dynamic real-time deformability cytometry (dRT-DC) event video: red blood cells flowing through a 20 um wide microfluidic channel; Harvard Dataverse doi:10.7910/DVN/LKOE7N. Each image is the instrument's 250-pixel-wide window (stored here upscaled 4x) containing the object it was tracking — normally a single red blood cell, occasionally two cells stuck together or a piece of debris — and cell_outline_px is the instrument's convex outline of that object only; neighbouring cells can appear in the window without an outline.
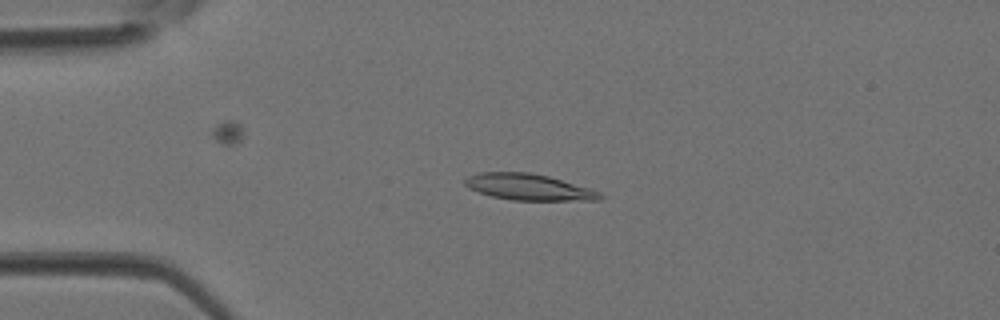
{"species": "Egyptian fruit bat (a non-hibernating species)", "species_latin": "Rousettus aegyptiacus", "temperature_condition": "room temperature", "stored_images_in_passage": 38, "camera_frame_rate_fps": 3000, "um_per_image_px": 0.085, "animal": {"sex": "female"}, "frame": {"image": 1, "passage_image": 8, "time_ms": 2.333, "image_size_px": [1000, 320], "cell_outline_px": [[604, 196], [600, 200], [512, 200], [492, 196], [468, 188], [464, 184], [464, 180], [468, 176], [480, 172], [528, 172], [548, 176], [588, 188], [600, 192]], "centroid_in_image_um": [44.91, 15.9], "position_along_channel_um": 40.1, "area_um2": 20.46}}
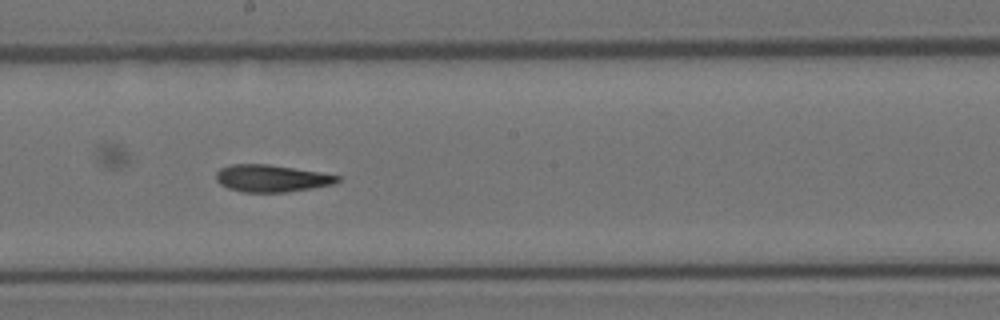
{"frame": {"image": 2, "passage_image": 20, "time_ms": 6.333, "image_size_px": [1000, 320], "cell_outline_px": [[340, 180], [332, 184], [312, 188], [288, 192], [244, 192], [228, 188], [220, 184], [216, 180], [216, 172], [220, 168], [232, 164], [268, 164], [320, 172], [340, 176]], "centroid_in_image_um": [23.06, 15.16], "position_along_channel_um": 225.1, "area_um2": 19.13}}
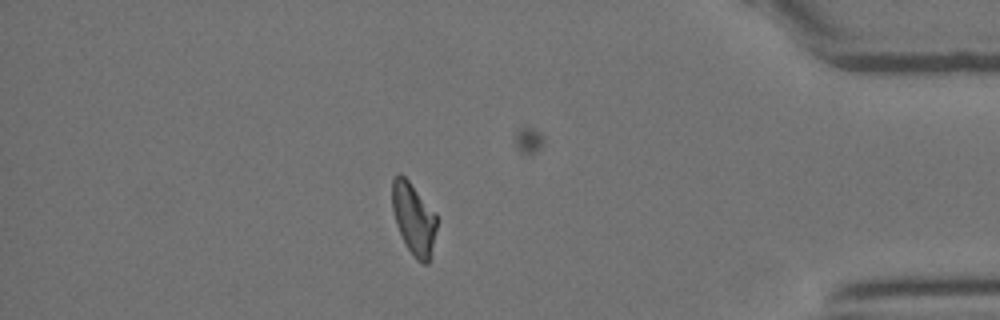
{"frame": {"image": 3, "passage_image": 32, "time_ms": 10.333, "image_size_px": [1000, 320], "cell_outline_px": [[436, 228], [432, 260], [428, 264], [424, 264], [416, 260], [408, 248], [396, 224], [392, 212], [392, 180], [396, 172], [400, 172], [408, 180], [436, 212]], "centroid_in_image_um": [35.17, 18.6], "position_along_channel_um": 400.0, "area_um2": 18.96}}